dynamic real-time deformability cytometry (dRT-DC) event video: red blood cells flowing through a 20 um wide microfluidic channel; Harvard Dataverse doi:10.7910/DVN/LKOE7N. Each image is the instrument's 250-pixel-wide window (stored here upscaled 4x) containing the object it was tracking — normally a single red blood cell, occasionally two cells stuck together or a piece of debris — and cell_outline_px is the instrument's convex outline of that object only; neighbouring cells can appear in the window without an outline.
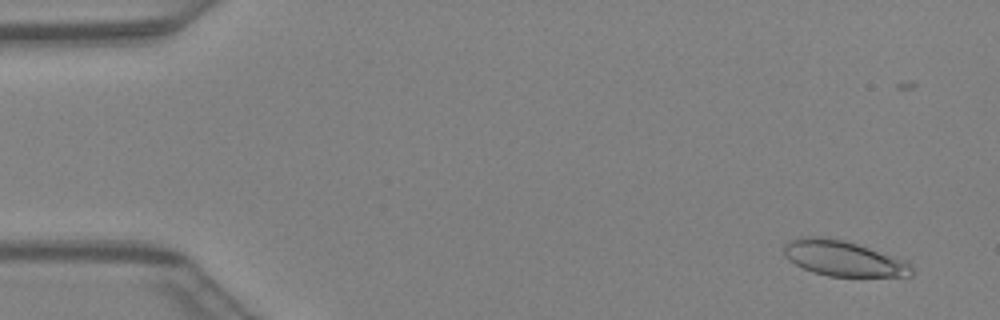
{"species": "Egyptian fruit bat (a non-hibernating species)", "species_latin": "Rousettus aegyptiacus", "temperature_condition": "warm", "stored_images_in_passage": 43, "camera_frame_rate_fps": 3000, "um_per_image_px": 0.085, "animal": {"sex": "female"}, "frame": {"image": 1, "passage_image": 3, "time_ms": 0.667, "image_size_px": [1000, 320], "cell_outline_px": [[912, 276], [828, 276], [812, 272], [788, 260], [784, 256], [784, 244], [788, 240], [804, 236], [824, 236], [844, 240], [908, 260], [912, 268]], "centroid_in_image_um": [71.67, 21.95], "position_along_channel_um": 13.3, "area_um2": 26.53}}
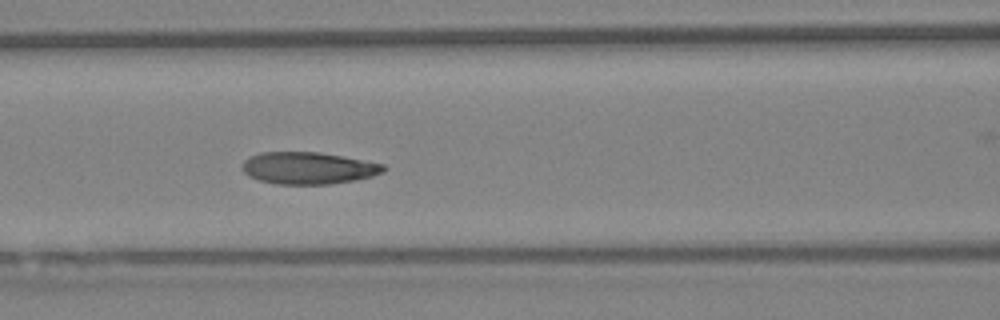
{"frame": {"image": 2, "passage_image": 19, "time_ms": 6.0, "image_size_px": [1000, 320], "cell_outline_px": [[388, 168], [384, 172], [372, 176], [356, 180], [328, 184], [276, 184], [260, 180], [248, 176], [240, 168], [244, 160], [260, 152], [320, 152], [384, 164]], "centroid_in_image_um": [26.2, 14.29], "position_along_channel_um": 140.4, "area_um2": 26.41}}
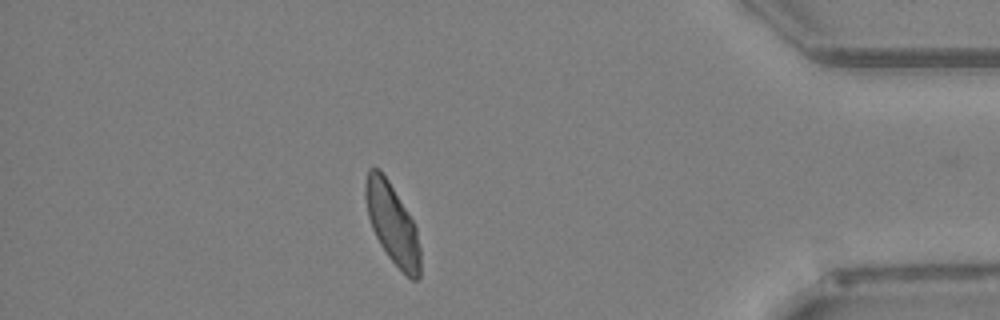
{"frame": {"image": 3, "passage_image": 38, "time_ms": 12.333, "image_size_px": [1000, 320], "cell_outline_px": [[420, 276], [416, 280], [412, 280], [388, 256], [380, 244], [372, 228], [368, 216], [364, 196], [364, 184], [368, 168], [380, 168], [388, 180], [412, 220], [416, 228], [420, 248]], "centroid_in_image_um": [33.32, 18.98], "position_along_channel_um": 401.9, "area_um2": 25.32}}